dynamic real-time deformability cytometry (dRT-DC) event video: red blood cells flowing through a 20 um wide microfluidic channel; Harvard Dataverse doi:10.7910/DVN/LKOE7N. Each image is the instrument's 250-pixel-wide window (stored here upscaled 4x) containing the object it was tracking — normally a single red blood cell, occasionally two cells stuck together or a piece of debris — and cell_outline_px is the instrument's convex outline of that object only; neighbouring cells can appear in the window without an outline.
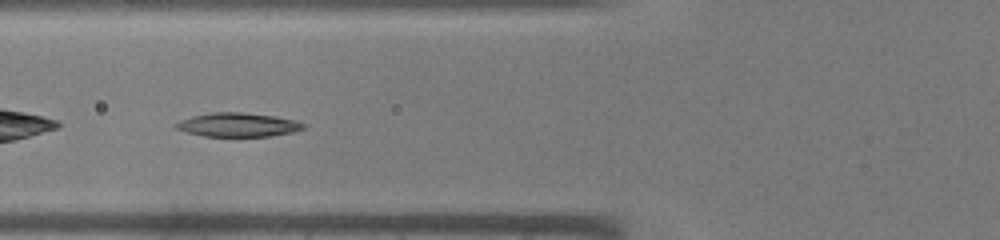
{"species": "common noctule bat (a hibernating species)", "species_latin": "Nyctalus noctula", "temperature_condition": "warm", "stored_images_in_passage": 40, "camera_frame_rate_fps": 3000, "um_per_image_px": 0.085, "animal": {"sex": "male", "body_mass_g": 19.0, "forearm_length_mm": 50.8}, "frame": {"image": 1, "passage_image": 16, "time_ms": 5.0, "image_size_px": [1000, 240], "cell_outline_px": [[304, 128], [292, 132], [272, 136], [236, 140], [204, 136], [188, 132], [176, 128], [172, 124], [180, 120], [192, 116], [212, 112], [240, 112], [272, 116], [296, 120], [304, 124]], "centroid_in_image_um": [20.19, 10.66], "position_along_channel_um": 105.6, "area_um2": 18.55}}
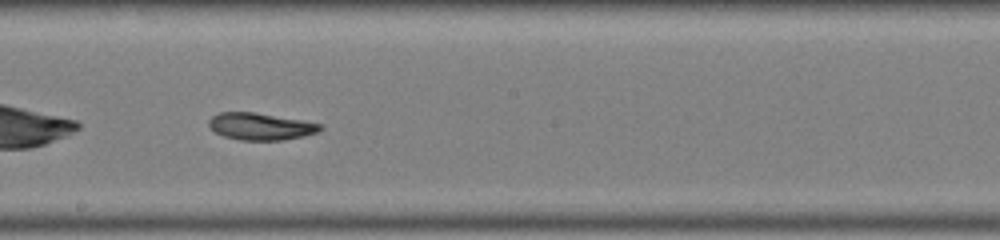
{"frame": {"image": 2, "passage_image": 24, "time_ms": 7.667, "image_size_px": [1000, 240], "cell_outline_px": [[324, 128], [316, 132], [304, 136], [284, 140], [240, 140], [224, 136], [216, 132], [208, 124], [208, 120], [212, 116], [220, 112], [256, 112], [304, 120], [324, 124]], "centroid_in_image_um": [22.19, 10.74], "position_along_channel_um": 226.0, "area_um2": 17.69}}
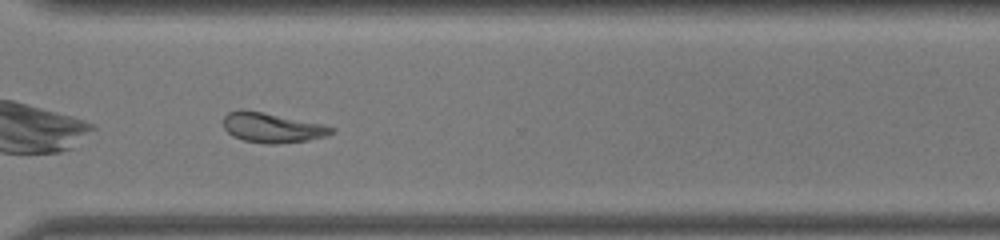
{"frame": {"image": 3, "passage_image": 32, "time_ms": 10.333, "image_size_px": [1000, 240], "cell_outline_px": [[336, 132], [324, 136], [308, 140], [276, 144], [268, 144], [244, 140], [232, 136], [224, 128], [224, 116], [228, 112], [240, 108], [264, 112], [320, 124], [336, 128]], "centroid_in_image_um": [23.1, 10.84], "position_along_channel_um": 347.5, "area_um2": 18.73}}